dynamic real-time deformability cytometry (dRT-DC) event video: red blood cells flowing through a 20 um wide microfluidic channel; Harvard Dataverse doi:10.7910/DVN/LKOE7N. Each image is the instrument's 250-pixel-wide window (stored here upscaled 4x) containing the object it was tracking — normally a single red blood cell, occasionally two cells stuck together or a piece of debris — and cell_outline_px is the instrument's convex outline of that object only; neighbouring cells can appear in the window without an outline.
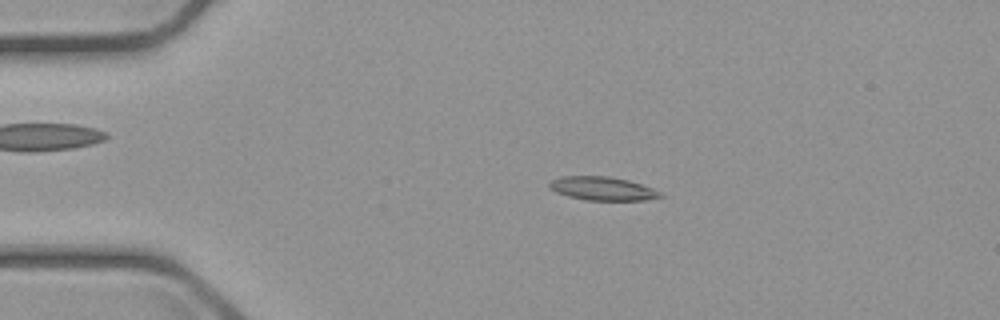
{"species": "common noctule bat (a hibernating species)", "species_latin": "Nyctalus noctula", "temperature_condition": "cold", "stored_images_in_passage": 55, "camera_frame_rate_fps": 3000, "um_per_image_px": 0.085, "animal": {"sex": "male", "body_mass_g": 23.1, "forearm_length_mm": 52.7}, "frame": {"image": 1, "passage_image": 11, "time_ms": 3.333, "image_size_px": [1000, 320], "cell_outline_px": [[664, 196], [644, 200], [584, 200], [568, 196], [556, 192], [548, 188], [548, 184], [552, 180], [560, 176], [608, 176], [628, 180], [652, 188], [660, 192]], "centroid_in_image_um": [51.17, 16.02], "position_along_channel_um": 33.8, "area_um2": 15.2}}
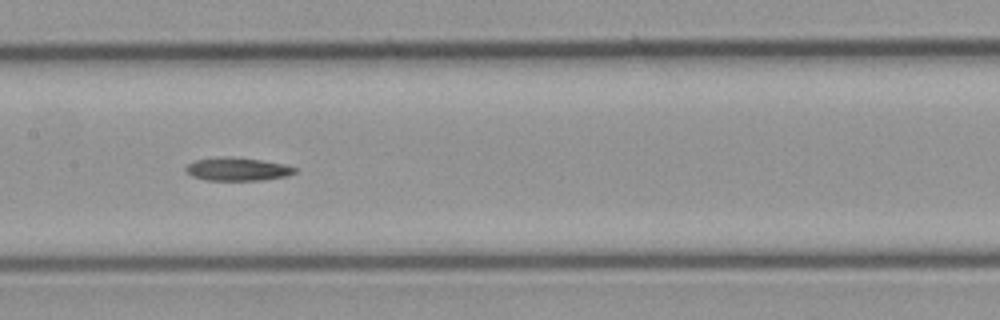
{"frame": {"image": 2, "passage_image": 27, "time_ms": 8.667, "image_size_px": [1000, 320], "cell_outline_px": [[296, 172], [288, 176], [264, 180], [204, 180], [192, 176], [184, 172], [184, 168], [188, 164], [196, 160], [220, 156], [260, 160], [284, 164], [296, 168]], "centroid_in_image_um": [20.15, 14.39], "position_along_channel_um": 187.3, "area_um2": 14.74}}
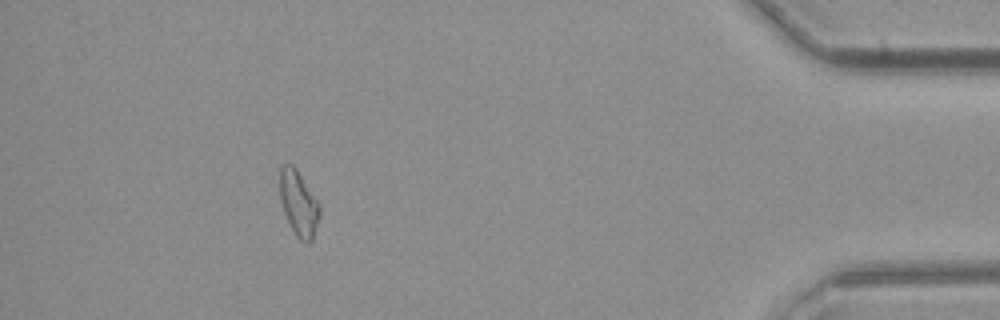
{"frame": {"image": 3, "passage_image": 50, "time_ms": 16.333, "image_size_px": [1000, 320], "cell_outline_px": [[320, 216], [312, 240], [308, 244], [300, 240], [296, 236], [284, 212], [280, 200], [280, 168], [284, 164], [292, 164], [296, 168], [320, 204]], "centroid_in_image_um": [25.4, 17.29], "position_along_channel_um": 409.8, "area_um2": 15.09}, "authors_computed_cell_mechanics": {"area_um2": 15.028, "velocity_mm_per_s": 3.6883, "shape_relaxation_time_tau1_ms": null, "shape_relaxation_time_tau2_ms": 10.05, "deformation_change_tau1": null, "deformation_change_tau2": 0.2074}}